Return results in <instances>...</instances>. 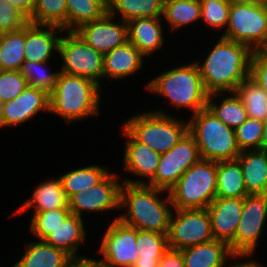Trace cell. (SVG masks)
Instances as JSON below:
<instances>
[{"instance_id": "2", "label": "cell", "mask_w": 267, "mask_h": 267, "mask_svg": "<svg viewBox=\"0 0 267 267\" xmlns=\"http://www.w3.org/2000/svg\"><path fill=\"white\" fill-rule=\"evenodd\" d=\"M120 210L125 212L115 216V219L121 223L141 231L167 235L174 209L168 191L145 184L123 182L120 189Z\"/></svg>"}, {"instance_id": "42", "label": "cell", "mask_w": 267, "mask_h": 267, "mask_svg": "<svg viewBox=\"0 0 267 267\" xmlns=\"http://www.w3.org/2000/svg\"><path fill=\"white\" fill-rule=\"evenodd\" d=\"M28 18L7 0H0V34L14 32L24 28Z\"/></svg>"}, {"instance_id": "7", "label": "cell", "mask_w": 267, "mask_h": 267, "mask_svg": "<svg viewBox=\"0 0 267 267\" xmlns=\"http://www.w3.org/2000/svg\"><path fill=\"white\" fill-rule=\"evenodd\" d=\"M217 162L200 159L169 191L173 209L207 208L216 198Z\"/></svg>"}, {"instance_id": "46", "label": "cell", "mask_w": 267, "mask_h": 267, "mask_svg": "<svg viewBox=\"0 0 267 267\" xmlns=\"http://www.w3.org/2000/svg\"><path fill=\"white\" fill-rule=\"evenodd\" d=\"M64 267H101L98 258H88V256L72 257Z\"/></svg>"}, {"instance_id": "25", "label": "cell", "mask_w": 267, "mask_h": 267, "mask_svg": "<svg viewBox=\"0 0 267 267\" xmlns=\"http://www.w3.org/2000/svg\"><path fill=\"white\" fill-rule=\"evenodd\" d=\"M248 194H267V152L260 149L241 151L237 157Z\"/></svg>"}, {"instance_id": "22", "label": "cell", "mask_w": 267, "mask_h": 267, "mask_svg": "<svg viewBox=\"0 0 267 267\" xmlns=\"http://www.w3.org/2000/svg\"><path fill=\"white\" fill-rule=\"evenodd\" d=\"M69 208L68 199L66 198L60 178H51L41 181L40 184L33 188L32 196L25 200L13 213L12 216L22 215L24 212L33 213L44 212L52 209ZM31 209V210H30Z\"/></svg>"}, {"instance_id": "43", "label": "cell", "mask_w": 267, "mask_h": 267, "mask_svg": "<svg viewBox=\"0 0 267 267\" xmlns=\"http://www.w3.org/2000/svg\"><path fill=\"white\" fill-rule=\"evenodd\" d=\"M250 77L267 94V54L264 51H253L250 63Z\"/></svg>"}, {"instance_id": "19", "label": "cell", "mask_w": 267, "mask_h": 267, "mask_svg": "<svg viewBox=\"0 0 267 267\" xmlns=\"http://www.w3.org/2000/svg\"><path fill=\"white\" fill-rule=\"evenodd\" d=\"M63 33L64 30L57 26L29 22L25 26L24 62H46L52 59L54 53L58 56V45Z\"/></svg>"}, {"instance_id": "6", "label": "cell", "mask_w": 267, "mask_h": 267, "mask_svg": "<svg viewBox=\"0 0 267 267\" xmlns=\"http://www.w3.org/2000/svg\"><path fill=\"white\" fill-rule=\"evenodd\" d=\"M188 132L198 145L201 159L215 162L235 160L241 153L235 130L225 125L207 107L189 117Z\"/></svg>"}, {"instance_id": "26", "label": "cell", "mask_w": 267, "mask_h": 267, "mask_svg": "<svg viewBox=\"0 0 267 267\" xmlns=\"http://www.w3.org/2000/svg\"><path fill=\"white\" fill-rule=\"evenodd\" d=\"M25 247L22 257L12 267H64L72 258L44 240L34 239Z\"/></svg>"}, {"instance_id": "51", "label": "cell", "mask_w": 267, "mask_h": 267, "mask_svg": "<svg viewBox=\"0 0 267 267\" xmlns=\"http://www.w3.org/2000/svg\"><path fill=\"white\" fill-rule=\"evenodd\" d=\"M260 4H263L267 7V0H257Z\"/></svg>"}, {"instance_id": "41", "label": "cell", "mask_w": 267, "mask_h": 267, "mask_svg": "<svg viewBox=\"0 0 267 267\" xmlns=\"http://www.w3.org/2000/svg\"><path fill=\"white\" fill-rule=\"evenodd\" d=\"M27 86L21 71L0 70V99L4 103L16 98Z\"/></svg>"}, {"instance_id": "48", "label": "cell", "mask_w": 267, "mask_h": 267, "mask_svg": "<svg viewBox=\"0 0 267 267\" xmlns=\"http://www.w3.org/2000/svg\"><path fill=\"white\" fill-rule=\"evenodd\" d=\"M260 150L267 152V119L264 120L263 136L260 143Z\"/></svg>"}, {"instance_id": "3", "label": "cell", "mask_w": 267, "mask_h": 267, "mask_svg": "<svg viewBox=\"0 0 267 267\" xmlns=\"http://www.w3.org/2000/svg\"><path fill=\"white\" fill-rule=\"evenodd\" d=\"M102 91L100 85L88 78L59 72L54 90L49 95V113L69 125L97 118L101 114Z\"/></svg>"}, {"instance_id": "31", "label": "cell", "mask_w": 267, "mask_h": 267, "mask_svg": "<svg viewBox=\"0 0 267 267\" xmlns=\"http://www.w3.org/2000/svg\"><path fill=\"white\" fill-rule=\"evenodd\" d=\"M247 194L239 161L235 159L217 162L216 197L244 198Z\"/></svg>"}, {"instance_id": "29", "label": "cell", "mask_w": 267, "mask_h": 267, "mask_svg": "<svg viewBox=\"0 0 267 267\" xmlns=\"http://www.w3.org/2000/svg\"><path fill=\"white\" fill-rule=\"evenodd\" d=\"M107 3L108 12L125 22L163 15L164 0H107Z\"/></svg>"}, {"instance_id": "28", "label": "cell", "mask_w": 267, "mask_h": 267, "mask_svg": "<svg viewBox=\"0 0 267 267\" xmlns=\"http://www.w3.org/2000/svg\"><path fill=\"white\" fill-rule=\"evenodd\" d=\"M111 171L102 165H88L76 169H71L65 174H60L62 187L66 198L69 199L75 193L93 187L102 182Z\"/></svg>"}, {"instance_id": "35", "label": "cell", "mask_w": 267, "mask_h": 267, "mask_svg": "<svg viewBox=\"0 0 267 267\" xmlns=\"http://www.w3.org/2000/svg\"><path fill=\"white\" fill-rule=\"evenodd\" d=\"M235 92L242 100L248 118L267 119V94L254 79L248 76Z\"/></svg>"}, {"instance_id": "39", "label": "cell", "mask_w": 267, "mask_h": 267, "mask_svg": "<svg viewBox=\"0 0 267 267\" xmlns=\"http://www.w3.org/2000/svg\"><path fill=\"white\" fill-rule=\"evenodd\" d=\"M70 213V208H59L31 215L29 230L32 236L44 240Z\"/></svg>"}, {"instance_id": "38", "label": "cell", "mask_w": 267, "mask_h": 267, "mask_svg": "<svg viewBox=\"0 0 267 267\" xmlns=\"http://www.w3.org/2000/svg\"><path fill=\"white\" fill-rule=\"evenodd\" d=\"M201 21L212 30H222L224 34L227 29L230 3L227 0H200ZM224 29V30H223Z\"/></svg>"}, {"instance_id": "30", "label": "cell", "mask_w": 267, "mask_h": 267, "mask_svg": "<svg viewBox=\"0 0 267 267\" xmlns=\"http://www.w3.org/2000/svg\"><path fill=\"white\" fill-rule=\"evenodd\" d=\"M162 19L171 32L197 24L201 22L200 0H164Z\"/></svg>"}, {"instance_id": "8", "label": "cell", "mask_w": 267, "mask_h": 267, "mask_svg": "<svg viewBox=\"0 0 267 267\" xmlns=\"http://www.w3.org/2000/svg\"><path fill=\"white\" fill-rule=\"evenodd\" d=\"M247 45L252 51L267 48V7L257 2L231 4L227 29L219 35Z\"/></svg>"}, {"instance_id": "5", "label": "cell", "mask_w": 267, "mask_h": 267, "mask_svg": "<svg viewBox=\"0 0 267 267\" xmlns=\"http://www.w3.org/2000/svg\"><path fill=\"white\" fill-rule=\"evenodd\" d=\"M167 109L136 112L122 125L140 142L162 154L172 149L188 132V120L169 115ZM159 108V110H158ZM167 110V112H166Z\"/></svg>"}, {"instance_id": "32", "label": "cell", "mask_w": 267, "mask_h": 267, "mask_svg": "<svg viewBox=\"0 0 267 267\" xmlns=\"http://www.w3.org/2000/svg\"><path fill=\"white\" fill-rule=\"evenodd\" d=\"M136 245L139 257L132 267H157L164 252L169 248L166 234L138 229Z\"/></svg>"}, {"instance_id": "18", "label": "cell", "mask_w": 267, "mask_h": 267, "mask_svg": "<svg viewBox=\"0 0 267 267\" xmlns=\"http://www.w3.org/2000/svg\"><path fill=\"white\" fill-rule=\"evenodd\" d=\"M40 112L49 114V94L28 85L20 95L4 103L2 111L4 128L26 124Z\"/></svg>"}, {"instance_id": "11", "label": "cell", "mask_w": 267, "mask_h": 267, "mask_svg": "<svg viewBox=\"0 0 267 267\" xmlns=\"http://www.w3.org/2000/svg\"><path fill=\"white\" fill-rule=\"evenodd\" d=\"M201 159L194 137L187 132L168 152L162 153L149 186L170 191L181 176Z\"/></svg>"}, {"instance_id": "10", "label": "cell", "mask_w": 267, "mask_h": 267, "mask_svg": "<svg viewBox=\"0 0 267 267\" xmlns=\"http://www.w3.org/2000/svg\"><path fill=\"white\" fill-rule=\"evenodd\" d=\"M213 239L207 208L173 210L167 234L169 248L182 250Z\"/></svg>"}, {"instance_id": "50", "label": "cell", "mask_w": 267, "mask_h": 267, "mask_svg": "<svg viewBox=\"0 0 267 267\" xmlns=\"http://www.w3.org/2000/svg\"><path fill=\"white\" fill-rule=\"evenodd\" d=\"M4 102L0 99V128H4L2 120V111H3Z\"/></svg>"}, {"instance_id": "17", "label": "cell", "mask_w": 267, "mask_h": 267, "mask_svg": "<svg viewBox=\"0 0 267 267\" xmlns=\"http://www.w3.org/2000/svg\"><path fill=\"white\" fill-rule=\"evenodd\" d=\"M207 210L213 238L228 243L235 252V234L242 215L243 198L216 197Z\"/></svg>"}, {"instance_id": "36", "label": "cell", "mask_w": 267, "mask_h": 267, "mask_svg": "<svg viewBox=\"0 0 267 267\" xmlns=\"http://www.w3.org/2000/svg\"><path fill=\"white\" fill-rule=\"evenodd\" d=\"M30 23L52 25L67 31L66 0H36Z\"/></svg>"}, {"instance_id": "14", "label": "cell", "mask_w": 267, "mask_h": 267, "mask_svg": "<svg viewBox=\"0 0 267 267\" xmlns=\"http://www.w3.org/2000/svg\"><path fill=\"white\" fill-rule=\"evenodd\" d=\"M267 224V194H247L235 234V252L256 253Z\"/></svg>"}, {"instance_id": "34", "label": "cell", "mask_w": 267, "mask_h": 267, "mask_svg": "<svg viewBox=\"0 0 267 267\" xmlns=\"http://www.w3.org/2000/svg\"><path fill=\"white\" fill-rule=\"evenodd\" d=\"M25 27L1 33L0 70L20 71L24 63Z\"/></svg>"}, {"instance_id": "12", "label": "cell", "mask_w": 267, "mask_h": 267, "mask_svg": "<svg viewBox=\"0 0 267 267\" xmlns=\"http://www.w3.org/2000/svg\"><path fill=\"white\" fill-rule=\"evenodd\" d=\"M105 229L97 253L101 267H132L138 259L137 229L112 219Z\"/></svg>"}, {"instance_id": "21", "label": "cell", "mask_w": 267, "mask_h": 267, "mask_svg": "<svg viewBox=\"0 0 267 267\" xmlns=\"http://www.w3.org/2000/svg\"><path fill=\"white\" fill-rule=\"evenodd\" d=\"M145 57L129 41L104 54V79L122 80L132 77L144 67Z\"/></svg>"}, {"instance_id": "37", "label": "cell", "mask_w": 267, "mask_h": 267, "mask_svg": "<svg viewBox=\"0 0 267 267\" xmlns=\"http://www.w3.org/2000/svg\"><path fill=\"white\" fill-rule=\"evenodd\" d=\"M49 62H24L21 68V74L25 77L29 86L41 89L49 95L54 90L60 70L52 71L47 64Z\"/></svg>"}, {"instance_id": "15", "label": "cell", "mask_w": 267, "mask_h": 267, "mask_svg": "<svg viewBox=\"0 0 267 267\" xmlns=\"http://www.w3.org/2000/svg\"><path fill=\"white\" fill-rule=\"evenodd\" d=\"M121 133L126 139L123 146L122 166L126 173L136 178H124L123 182L147 185L155 176L161 154L140 143L123 125Z\"/></svg>"}, {"instance_id": "33", "label": "cell", "mask_w": 267, "mask_h": 267, "mask_svg": "<svg viewBox=\"0 0 267 267\" xmlns=\"http://www.w3.org/2000/svg\"><path fill=\"white\" fill-rule=\"evenodd\" d=\"M67 31H75L82 24L100 19L108 12L107 0H66Z\"/></svg>"}, {"instance_id": "47", "label": "cell", "mask_w": 267, "mask_h": 267, "mask_svg": "<svg viewBox=\"0 0 267 267\" xmlns=\"http://www.w3.org/2000/svg\"><path fill=\"white\" fill-rule=\"evenodd\" d=\"M12 6L19 9L28 19L31 17L36 0H7Z\"/></svg>"}, {"instance_id": "16", "label": "cell", "mask_w": 267, "mask_h": 267, "mask_svg": "<svg viewBox=\"0 0 267 267\" xmlns=\"http://www.w3.org/2000/svg\"><path fill=\"white\" fill-rule=\"evenodd\" d=\"M75 32L103 55L128 41L127 22L116 19L109 12L98 20L82 24Z\"/></svg>"}, {"instance_id": "23", "label": "cell", "mask_w": 267, "mask_h": 267, "mask_svg": "<svg viewBox=\"0 0 267 267\" xmlns=\"http://www.w3.org/2000/svg\"><path fill=\"white\" fill-rule=\"evenodd\" d=\"M84 224L83 218L70 213L63 222L52 230L44 241L55 248L65 251L71 257H82L78 252L79 247H81L82 243H87L86 235H88Z\"/></svg>"}, {"instance_id": "1", "label": "cell", "mask_w": 267, "mask_h": 267, "mask_svg": "<svg viewBox=\"0 0 267 267\" xmlns=\"http://www.w3.org/2000/svg\"><path fill=\"white\" fill-rule=\"evenodd\" d=\"M201 61L194 59L208 94L235 92L250 76L253 51L245 44L220 36Z\"/></svg>"}, {"instance_id": "27", "label": "cell", "mask_w": 267, "mask_h": 267, "mask_svg": "<svg viewBox=\"0 0 267 267\" xmlns=\"http://www.w3.org/2000/svg\"><path fill=\"white\" fill-rule=\"evenodd\" d=\"M206 107L225 125L234 130L248 118L243 102L236 92L209 94Z\"/></svg>"}, {"instance_id": "44", "label": "cell", "mask_w": 267, "mask_h": 267, "mask_svg": "<svg viewBox=\"0 0 267 267\" xmlns=\"http://www.w3.org/2000/svg\"><path fill=\"white\" fill-rule=\"evenodd\" d=\"M254 255L255 253L252 252H233L230 255L227 267H266L262 262L256 261Z\"/></svg>"}, {"instance_id": "49", "label": "cell", "mask_w": 267, "mask_h": 267, "mask_svg": "<svg viewBox=\"0 0 267 267\" xmlns=\"http://www.w3.org/2000/svg\"><path fill=\"white\" fill-rule=\"evenodd\" d=\"M230 4H248L257 2V0H227Z\"/></svg>"}, {"instance_id": "4", "label": "cell", "mask_w": 267, "mask_h": 267, "mask_svg": "<svg viewBox=\"0 0 267 267\" xmlns=\"http://www.w3.org/2000/svg\"><path fill=\"white\" fill-rule=\"evenodd\" d=\"M153 96L159 95L170 102L175 110L198 113L206 108L208 93L205 90L199 67L195 61L172 67L151 78L144 86Z\"/></svg>"}, {"instance_id": "20", "label": "cell", "mask_w": 267, "mask_h": 267, "mask_svg": "<svg viewBox=\"0 0 267 267\" xmlns=\"http://www.w3.org/2000/svg\"><path fill=\"white\" fill-rule=\"evenodd\" d=\"M162 17L157 18H137L129 20L128 41L131 42L139 52L149 58L161 51L165 46L164 25Z\"/></svg>"}, {"instance_id": "24", "label": "cell", "mask_w": 267, "mask_h": 267, "mask_svg": "<svg viewBox=\"0 0 267 267\" xmlns=\"http://www.w3.org/2000/svg\"><path fill=\"white\" fill-rule=\"evenodd\" d=\"M185 267H227L230 245L221 240L201 243L181 250Z\"/></svg>"}, {"instance_id": "45", "label": "cell", "mask_w": 267, "mask_h": 267, "mask_svg": "<svg viewBox=\"0 0 267 267\" xmlns=\"http://www.w3.org/2000/svg\"><path fill=\"white\" fill-rule=\"evenodd\" d=\"M157 267H185L181 250L168 248Z\"/></svg>"}, {"instance_id": "40", "label": "cell", "mask_w": 267, "mask_h": 267, "mask_svg": "<svg viewBox=\"0 0 267 267\" xmlns=\"http://www.w3.org/2000/svg\"><path fill=\"white\" fill-rule=\"evenodd\" d=\"M264 121L247 118L235 129L236 142L241 151L260 149Z\"/></svg>"}, {"instance_id": "13", "label": "cell", "mask_w": 267, "mask_h": 267, "mask_svg": "<svg viewBox=\"0 0 267 267\" xmlns=\"http://www.w3.org/2000/svg\"><path fill=\"white\" fill-rule=\"evenodd\" d=\"M121 180L119 173L112 171L98 185L75 193L68 199L71 213L83 218L84 212L109 213L120 210Z\"/></svg>"}, {"instance_id": "9", "label": "cell", "mask_w": 267, "mask_h": 267, "mask_svg": "<svg viewBox=\"0 0 267 267\" xmlns=\"http://www.w3.org/2000/svg\"><path fill=\"white\" fill-rule=\"evenodd\" d=\"M63 34L57 56L62 61L60 72L88 78L102 87L104 55L88 45L75 31H64Z\"/></svg>"}]
</instances>
